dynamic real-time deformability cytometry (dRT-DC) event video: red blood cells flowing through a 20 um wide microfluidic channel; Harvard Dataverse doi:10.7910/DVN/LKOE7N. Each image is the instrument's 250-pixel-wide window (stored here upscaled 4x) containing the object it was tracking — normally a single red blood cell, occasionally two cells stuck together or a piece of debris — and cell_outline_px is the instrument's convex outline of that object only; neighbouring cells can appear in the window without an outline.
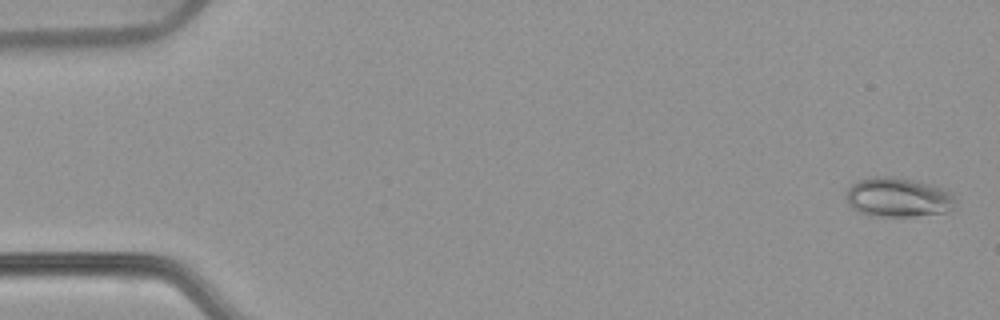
{"species": "common noctule bat (a hibernating species)", "species_latin": "Nyctalus noctula", "temperature_condition": "warm", "stored_images_in_passage": 54, "camera_frame_rate_fps": 3000, "um_per_image_px": 0.085, "animal": {"sex": "female", "body_mass_g": 22.7, "forearm_length_mm": 54.2}, "frame": {"image": 1, "passage_image": 2, "time_ms": 0.333, "image_size_px": [1000, 320], "cell_outline_px": [[956, 208], [944, 212], [912, 216], [868, 216], [852, 208], [848, 204], [848, 188], [852, 184], [860, 180], [876, 176], [892, 176], [912, 180], [944, 188], [952, 192], [956, 200]], "centroid_in_image_um": [76.38, 16.78], "position_along_channel_um": 8.6, "area_um2": 25.09}}
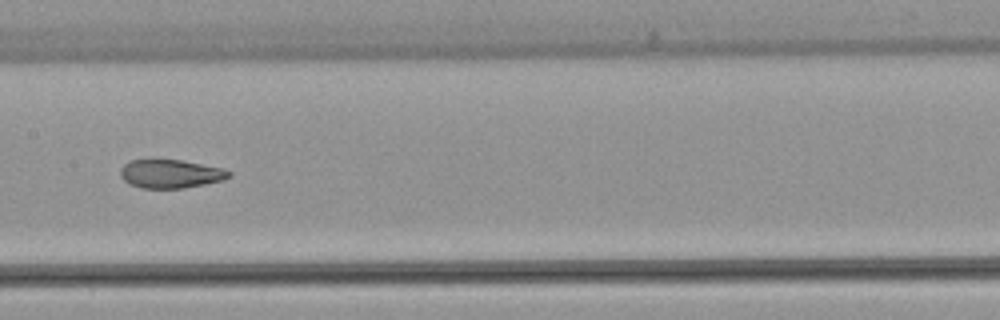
{"frame": {"image": 2, "passage_image": 28, "time_ms": 9.0, "image_size_px": [1000, 320], "cell_outline_px": [[232, 176], [224, 180], [184, 188], [140, 188], [128, 184], [120, 176], [120, 168], [124, 164], [132, 160], [180, 160], [224, 168], [232, 172]], "centroid_in_image_um": [14.51, 14.78], "position_along_channel_um": 192.9, "area_um2": 18.15}}
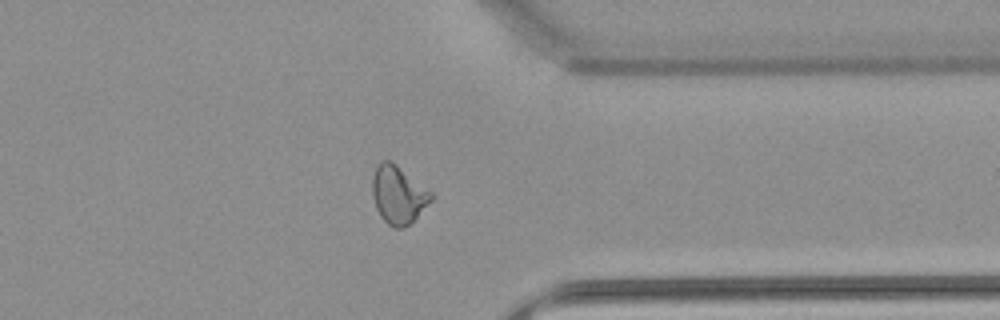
{"frame": {"image": 3, "passage_image": 43, "time_ms": 14.0, "image_size_px": [1000, 320], "cell_outline_px": [[436, 196], [404, 228], [396, 228], [388, 224], [380, 216], [376, 208], [372, 196], [372, 176], [376, 164], [380, 160], [392, 160], [432, 192]], "centroid_in_image_um": [33.83, 16.5], "position_along_channel_um": 377.6, "area_um2": 20.0}, "authors_computed_cell_mechanics": {"area_um2": 20.7502, "velocity_mm_per_s": 3.8062, "shape_relaxation_time_tau1_ms": null, "shape_relaxation_time_tau2_ms": 1.6555, "deformation_change_tau1": null, "deformation_change_tau2": 0.0754}}